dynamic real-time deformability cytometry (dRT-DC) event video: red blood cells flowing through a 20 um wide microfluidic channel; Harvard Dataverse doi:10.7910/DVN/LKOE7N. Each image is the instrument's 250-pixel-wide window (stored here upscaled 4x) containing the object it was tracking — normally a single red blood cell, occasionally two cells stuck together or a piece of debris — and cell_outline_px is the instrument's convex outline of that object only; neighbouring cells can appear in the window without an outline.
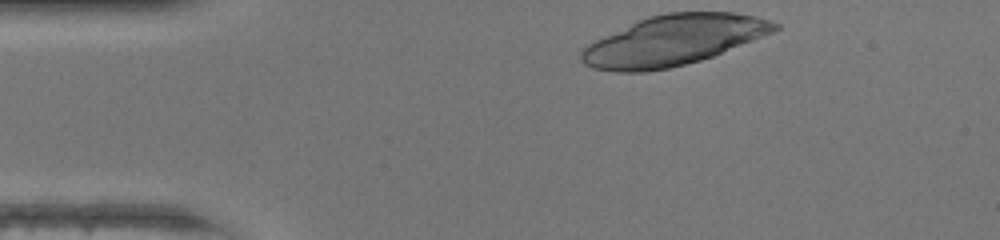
{"species": "human", "species_latin": "Homo sapiens", "temperature_condition": "warm", "stored_images_in_passage": 10, "camera_frame_rate_fps": 3000, "um_per_image_px": 0.085, "donor": {"sex": "female"}, "frame": {"image": 1, "passage_image": 1, "time_ms": 0.0, "image_size_px": [1000, 240], "cell_outline_px": [[780, 28], [772, 32], [712, 56], [700, 60], [668, 68], [644, 72], [616, 72], [592, 68], [584, 64], [580, 60], [580, 52], [588, 44], [636, 20], [648, 16], [668, 12], [736, 12], [756, 16], [780, 24]], "centroid_in_image_um": [57.2, 3.42], "position_along_channel_um": 27.8, "area_um2": 56.24}}